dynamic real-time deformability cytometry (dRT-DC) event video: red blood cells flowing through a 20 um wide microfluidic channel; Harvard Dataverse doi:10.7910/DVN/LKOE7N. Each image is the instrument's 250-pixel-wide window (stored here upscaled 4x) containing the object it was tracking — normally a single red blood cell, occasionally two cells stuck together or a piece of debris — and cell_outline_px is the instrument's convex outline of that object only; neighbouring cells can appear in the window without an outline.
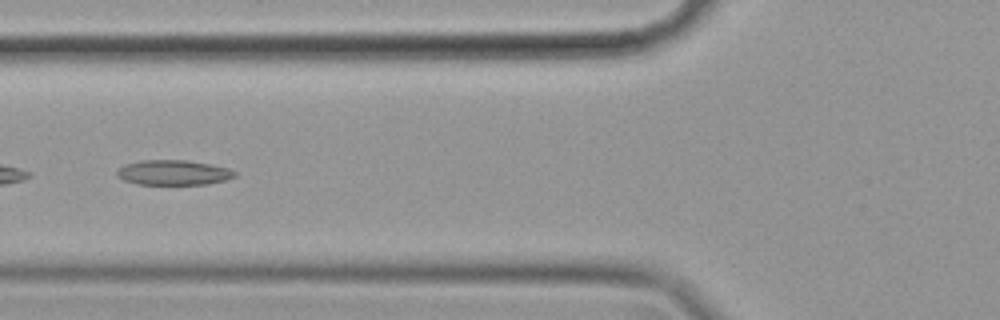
{"species": "common noctule bat (a hibernating species)", "species_latin": "Nyctalus noctula", "temperature_condition": "cold", "stored_images_in_passage": 13, "camera_frame_rate_fps": 3000, "um_per_image_px": 0.085, "animal": {"sex": "female", "body_mass_g": 19.9}, "frame": {"image": 1, "passage_image": 8, "time_ms": 2.333, "image_size_px": [1000, 320], "cell_outline_px": [[236, 176], [224, 180], [208, 184], [140, 184], [124, 180], [116, 176], [116, 172], [124, 164], [140, 160], [184, 160], [212, 164], [228, 168], [236, 172]], "centroid_in_image_um": [14.73, 14.66], "position_along_channel_um": 111.1, "area_um2": 17.11}}
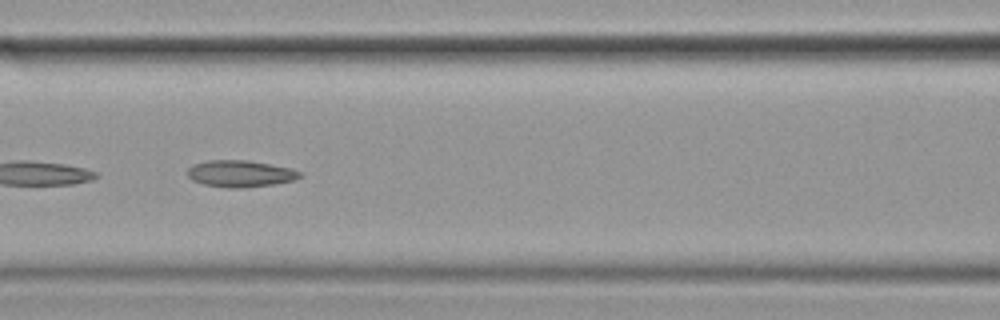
{"frame": {"image": 2, "passage_image": 11, "time_ms": 3.333, "image_size_px": [1000, 320], "cell_outline_px": [[304, 176], [296, 180], [272, 184], [244, 188], [228, 188], [204, 184], [192, 180], [188, 176], [188, 168], [192, 164], [208, 160], [248, 160], [292, 168], [300, 172]], "centroid_in_image_um": [20.45, 14.76], "position_along_channel_um": 146.2, "area_um2": 17.63}}